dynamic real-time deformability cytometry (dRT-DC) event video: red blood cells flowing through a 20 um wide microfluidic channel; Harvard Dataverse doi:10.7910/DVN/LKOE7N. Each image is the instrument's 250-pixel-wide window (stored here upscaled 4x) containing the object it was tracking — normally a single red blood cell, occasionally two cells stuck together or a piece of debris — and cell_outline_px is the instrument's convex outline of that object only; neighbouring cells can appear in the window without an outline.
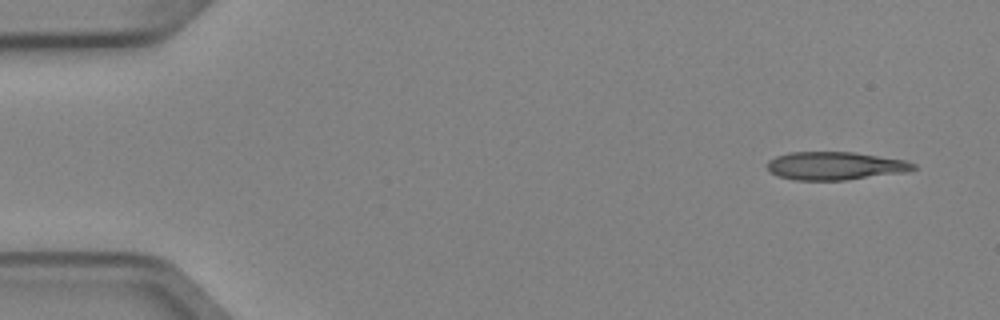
{"species": "Egyptian fruit bat (a non-hibernating species)", "species_latin": "Rousettus aegyptiacus", "temperature_condition": "cold", "stored_images_in_passage": 4, "camera_frame_rate_fps": 3000, "um_per_image_px": 0.085, "animal": {"sex": "female"}, "frame": {"image": 1, "passage_image": 1, "time_ms": 0.0, "image_size_px": [1000, 320], "cell_outline_px": [[916, 168], [908, 172], [844, 180], [796, 180], [780, 176], [768, 172], [768, 160], [776, 156], [788, 152], [852, 152], [908, 160], [916, 164]], "centroid_in_image_um": [71.02, 14.09], "position_along_channel_um": 14.0, "area_um2": 24.04}}